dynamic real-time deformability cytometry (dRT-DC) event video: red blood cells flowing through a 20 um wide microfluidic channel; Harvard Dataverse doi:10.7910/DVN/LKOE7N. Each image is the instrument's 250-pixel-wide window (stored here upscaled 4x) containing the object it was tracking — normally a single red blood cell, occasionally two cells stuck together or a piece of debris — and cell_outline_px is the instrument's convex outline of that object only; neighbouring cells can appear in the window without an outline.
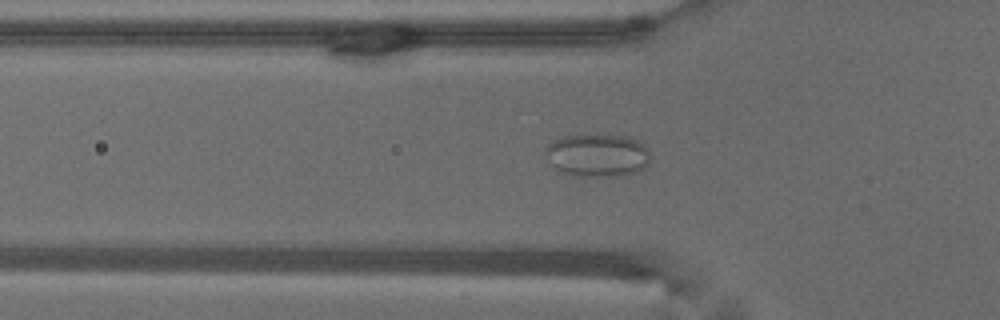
{"species": "common noctule bat (a hibernating species)", "species_latin": "Nyctalus noctula", "temperature_condition": "warm", "stored_images_in_passage": 37, "camera_frame_rate_fps": 3000, "um_per_image_px": 0.085, "animal": {"sex": "male", "body_mass_g": 18.8}, "frame": {"image": 1, "passage_image": 7, "time_ms": 2.0, "image_size_px": [1000, 320], "cell_outline_px": [[652, 160], [644, 168], [636, 172], [616, 176], [572, 176], [556, 168], [544, 156], [544, 148], [548, 144], [564, 136], [624, 136], [636, 140], [644, 144]], "centroid_in_image_um": [50.78, 13.22], "position_along_channel_um": 75.0, "area_um2": 26.01}}
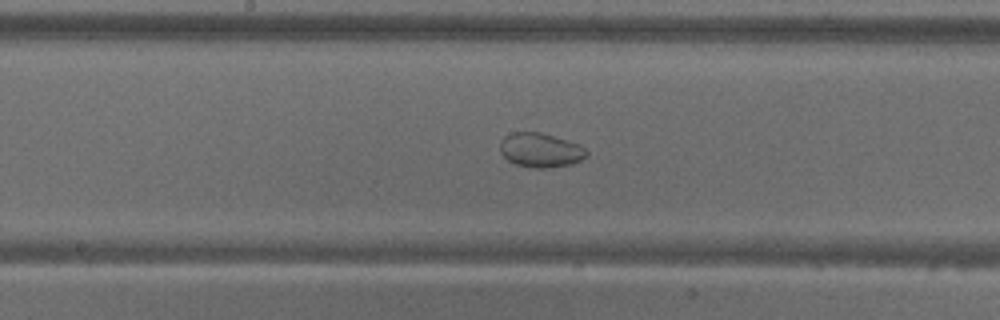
{"frame": {"image": 2, "passage_image": 17, "time_ms": 5.333, "image_size_px": [1000, 320], "cell_outline_px": [[588, 156], [572, 164], [548, 168], [532, 168], [516, 164], [508, 160], [500, 152], [500, 140], [504, 136], [512, 132], [540, 132], [580, 144], [588, 152]], "centroid_in_image_um": [45.94, 12.76], "position_along_channel_um": 202.3, "area_um2": 17.4}}
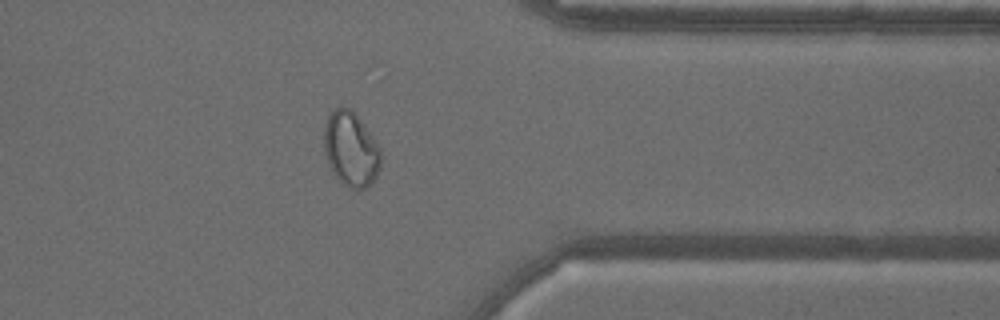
{"frame": {"image": 3, "passage_image": 32, "time_ms": 10.333, "image_size_px": [1000, 320], "cell_outline_px": [[380, 168], [376, 176], [364, 188], [352, 188], [336, 180], [328, 164], [324, 152], [324, 124], [328, 116], [336, 108], [352, 108], [364, 124], [380, 148]], "centroid_in_image_um": [29.8, 12.66], "position_along_channel_um": 381.6, "area_um2": 24.62}, "authors_computed_cell_mechanics": {"area_um2": 20.9236, "velocity_mm_per_s": 3.7799, "shape_relaxation_time_tau1_ms": null, "shape_relaxation_time_tau2_ms": 1.0731, "deformation_change_tau1": null, "deformation_change_tau2": 0.0331}}